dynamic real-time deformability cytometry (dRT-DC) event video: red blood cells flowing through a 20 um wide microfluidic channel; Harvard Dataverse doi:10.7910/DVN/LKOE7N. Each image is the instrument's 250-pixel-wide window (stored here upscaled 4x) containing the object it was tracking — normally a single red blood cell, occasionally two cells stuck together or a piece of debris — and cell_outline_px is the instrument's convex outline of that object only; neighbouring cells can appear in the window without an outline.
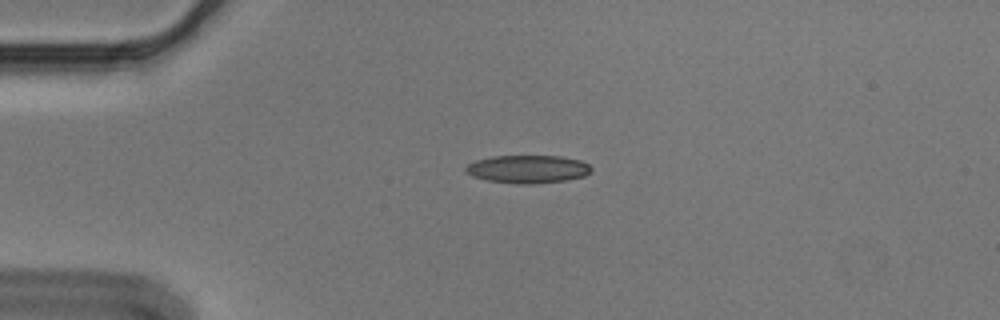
{"species": "Egyptian fruit bat (a non-hibernating species)", "species_latin": "Rousettus aegyptiacus", "temperature_condition": "cold", "stored_images_in_passage": 5, "camera_frame_rate_fps": 3000, "um_per_image_px": 0.085, "animal": {"sex": "male"}, "frame": {"image": 1, "passage_image": 4, "time_ms": 1.0, "image_size_px": [1000, 320], "cell_outline_px": [[592, 172], [584, 176], [564, 180], [532, 184], [520, 184], [488, 180], [472, 176], [464, 172], [464, 168], [468, 164], [476, 160], [492, 156], [560, 156], [580, 160], [588, 164], [592, 168]], "centroid_in_image_um": [44.85, 14.37], "position_along_channel_um": 40.2, "area_um2": 20.46}}